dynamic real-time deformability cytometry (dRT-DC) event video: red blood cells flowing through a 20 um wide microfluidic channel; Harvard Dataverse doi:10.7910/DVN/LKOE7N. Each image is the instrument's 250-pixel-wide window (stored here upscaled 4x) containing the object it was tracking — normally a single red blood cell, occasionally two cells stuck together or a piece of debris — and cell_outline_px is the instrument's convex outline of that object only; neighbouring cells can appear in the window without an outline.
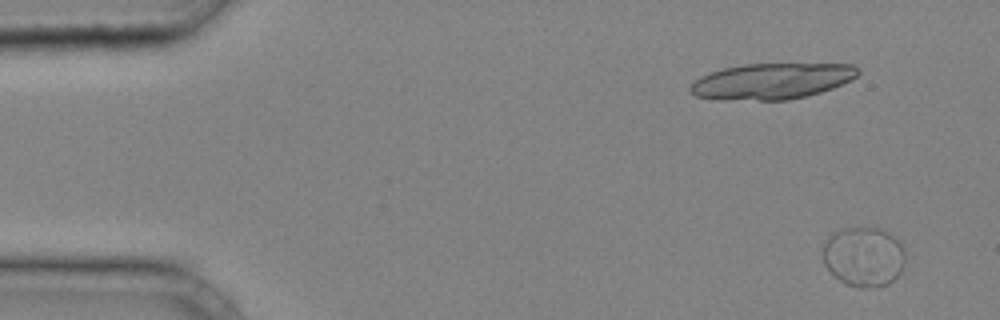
{"species": "common noctule bat (a hibernating species)", "species_latin": "Nyctalus noctula", "temperature_condition": "cold", "stored_images_in_passage": 11, "camera_frame_rate_fps": 3000, "um_per_image_px": 0.085, "animal": {"sex": "male", "body_mass_g": 20.4}, "frame": {"image": 1, "passage_image": 2, "time_ms": 0.333, "image_size_px": [1000, 320], "cell_outline_px": [[904, 256], [900, 272], [888, 284], [864, 288], [856, 288], [844, 284], [824, 264], [824, 244], [836, 232], [844, 228], [880, 228], [896, 240], [900, 244], [904, 252]], "centroid_in_image_um": [73.4, 21.84], "position_along_channel_um": 11.6, "area_um2": 27.92}}